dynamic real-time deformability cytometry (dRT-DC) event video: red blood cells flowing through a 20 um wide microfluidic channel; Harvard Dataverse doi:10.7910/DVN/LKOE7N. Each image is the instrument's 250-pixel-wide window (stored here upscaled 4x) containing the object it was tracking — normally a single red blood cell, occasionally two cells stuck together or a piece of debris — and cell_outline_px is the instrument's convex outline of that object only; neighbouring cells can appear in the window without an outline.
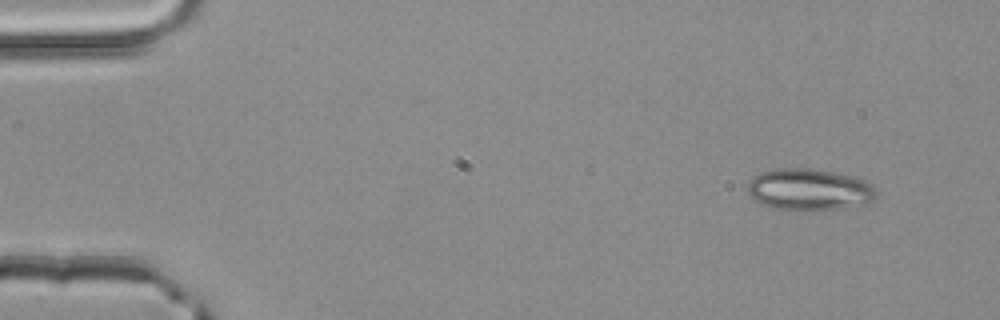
{"species": "common noctule bat (a hibernating species)", "species_latin": "Nyctalus noctula", "temperature_condition": "room temperature", "stored_images_in_passage": 4, "camera_frame_rate_fps": 3000, "um_per_image_px": 0.085, "animal": {"sex": "male", "body_mass_g": 20.4}, "frame": {"image": 1, "passage_image": 1, "time_ms": 0.0, "image_size_px": [1000, 320], "cell_outline_px": [[876, 196], [872, 200], [864, 204], [844, 208], [812, 212], [792, 212], [772, 208], [760, 204], [748, 196], [748, 184], [752, 176], [760, 172], [776, 168], [812, 168], [852, 176], [864, 180], [872, 184], [876, 188]], "centroid_in_image_um": [68.74, 16.15], "position_along_channel_um": 16.3, "area_um2": 32.25}}